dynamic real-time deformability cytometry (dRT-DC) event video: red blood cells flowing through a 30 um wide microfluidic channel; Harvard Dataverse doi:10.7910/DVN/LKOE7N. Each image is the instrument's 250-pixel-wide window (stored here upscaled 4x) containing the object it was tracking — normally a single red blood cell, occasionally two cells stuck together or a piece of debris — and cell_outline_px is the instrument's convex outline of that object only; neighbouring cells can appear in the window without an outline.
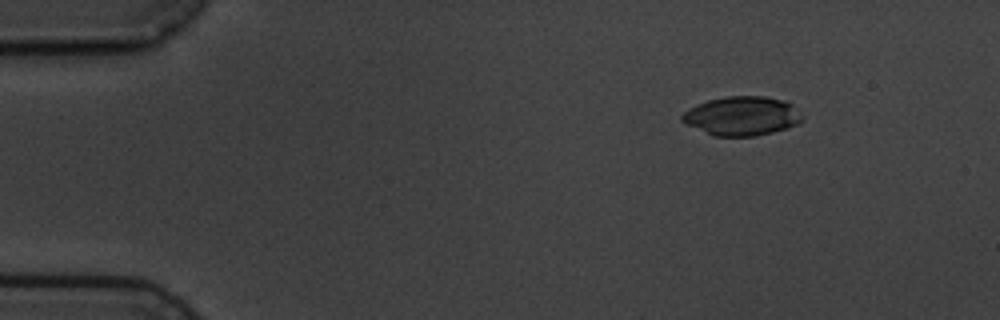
{"species": "common noctule bat (a hibernating species)", "species_latin": "Nyctalus noctula", "temperature_condition": "cold", "stored_images_in_passage": 6, "camera_frame_rate_fps": 3000, "um_per_image_px": 0.085, "animal": {"sex": "male", "body_mass_g": 19.5, "forearm_length_mm": 54.6}, "frame": {"image": 1, "passage_image": 2, "time_ms": 1.333, "image_size_px": [1000, 320], "cell_outline_px": [[804, 120], [800, 124], [772, 132], [756, 136], [712, 136], [684, 124], [680, 120], [680, 116], [688, 108], [696, 104], [708, 100], [724, 96], [764, 96], [784, 100], [792, 104], [804, 116]], "centroid_in_image_um": [63.05, 9.86], "position_along_channel_um": 21.9, "area_um2": 27.86}}